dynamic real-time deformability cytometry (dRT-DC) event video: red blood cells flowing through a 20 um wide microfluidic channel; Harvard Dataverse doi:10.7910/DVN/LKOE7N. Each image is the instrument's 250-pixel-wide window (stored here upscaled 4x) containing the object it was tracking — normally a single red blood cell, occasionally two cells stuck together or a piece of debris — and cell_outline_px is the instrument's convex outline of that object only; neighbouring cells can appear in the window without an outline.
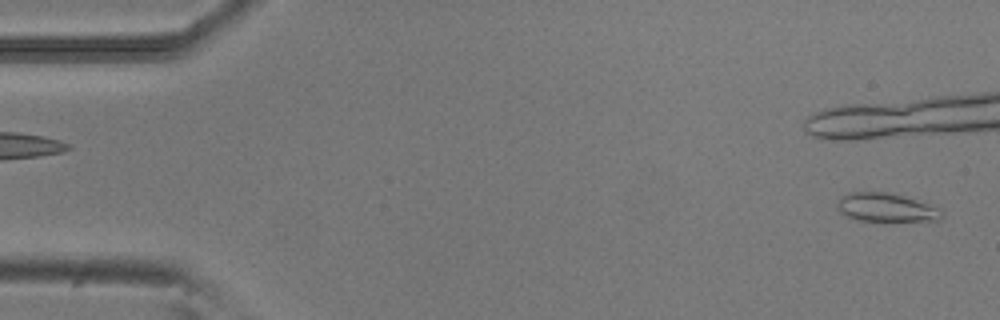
{"species": "common noctule bat (a hibernating species)", "species_latin": "Nyctalus noctula", "temperature_condition": "room temperature", "stored_images_in_passage": 5, "camera_frame_rate_fps": 3000, "um_per_image_px": 0.085, "animal": {"sex": "male", "body_mass_g": 20.5, "forearm_length_mm": 52.5}, "frame": {"image": 1, "passage_image": 5, "time_ms": 1.333, "image_size_px": [1000, 320], "cell_outline_px": [[944, 216], [940, 220], [884, 224], [856, 220], [840, 212], [836, 208], [836, 204], [840, 196], [848, 192], [888, 192], [904, 196], [940, 208], [944, 212]], "centroid_in_image_um": [75.34, 17.7], "position_along_channel_um": 9.7, "area_um2": 18.55}}